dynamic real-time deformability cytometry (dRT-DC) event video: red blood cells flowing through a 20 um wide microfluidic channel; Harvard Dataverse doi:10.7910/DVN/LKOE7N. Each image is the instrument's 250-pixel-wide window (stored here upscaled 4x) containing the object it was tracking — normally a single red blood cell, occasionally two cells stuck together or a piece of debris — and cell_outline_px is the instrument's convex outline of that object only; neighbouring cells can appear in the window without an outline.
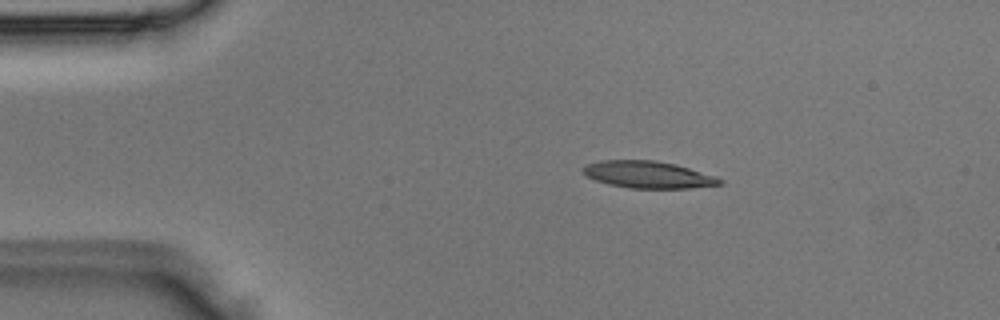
{"species": "Egyptian fruit bat (a non-hibernating species)", "species_latin": "Rousettus aegyptiacus", "temperature_condition": "room temperature", "stored_images_in_passage": 5, "camera_frame_rate_fps": 3000, "um_per_image_px": 0.085, "animal": {"sex": "male"}, "frame": {"image": 1, "passage_image": 3, "time_ms": 0.667, "image_size_px": [1000, 320], "cell_outline_px": [[724, 184], [688, 188], [628, 188], [608, 184], [596, 180], [588, 176], [580, 168], [588, 164], [600, 160], [656, 160], [676, 164], [716, 176], [724, 180]], "centroid_in_image_um": [55.12, 14.84], "position_along_channel_um": 29.9, "area_um2": 21.56}}
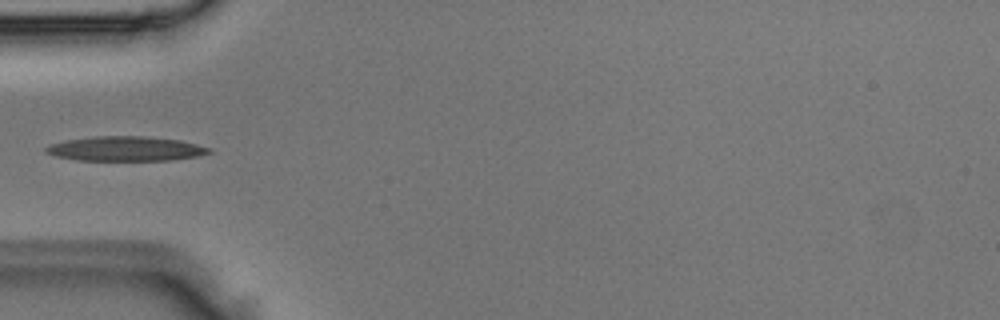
{"frame": {"image": 2, "passage_image": 5, "time_ms": 1.333, "image_size_px": [1000, 320], "cell_outline_px": [[212, 152], [200, 156], [172, 160], [76, 160], [56, 156], [44, 152], [44, 148], [52, 144], [64, 140], [92, 136], [140, 136], [180, 140], [212, 148]], "centroid_in_image_um": [10.68, 12.64], "position_along_channel_um": 74.3, "area_um2": 23.47}}